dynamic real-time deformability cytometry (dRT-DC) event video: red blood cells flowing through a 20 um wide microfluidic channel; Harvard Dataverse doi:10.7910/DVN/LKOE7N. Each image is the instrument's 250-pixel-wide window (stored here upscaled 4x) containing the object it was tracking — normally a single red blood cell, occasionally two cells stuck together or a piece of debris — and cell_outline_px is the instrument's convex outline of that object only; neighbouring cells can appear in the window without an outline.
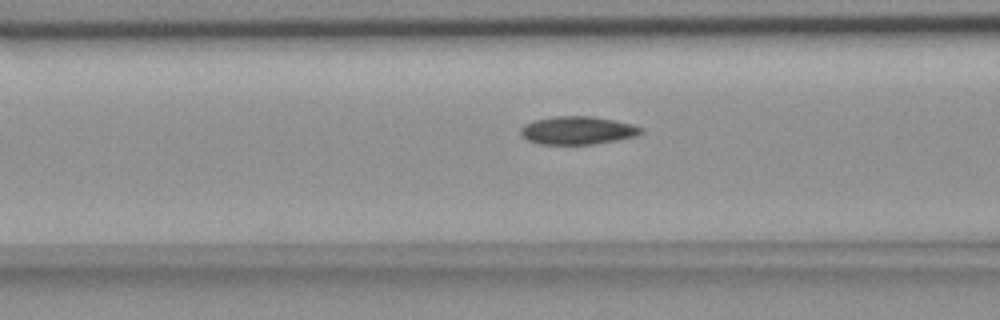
{"species": "common noctule bat (a hibernating species)", "species_latin": "Nyctalus noctula", "temperature_condition": "room temperature", "stored_images_in_passage": 41, "camera_frame_rate_fps": 3000, "um_per_image_px": 0.085, "animal": {"sex": "female", "body_mass_g": 18.4}, "frame": {"image": 1, "passage_image": 8, "time_ms": 2.333, "image_size_px": [1000, 320], "cell_outline_px": [[644, 132], [636, 136], [616, 140], [592, 144], [540, 144], [528, 140], [520, 136], [520, 128], [524, 124], [536, 120], [556, 116], [592, 116], [632, 124], [644, 128]], "centroid_in_image_um": [49.09, 11.08], "position_along_channel_um": 117.5, "area_um2": 19.65}}
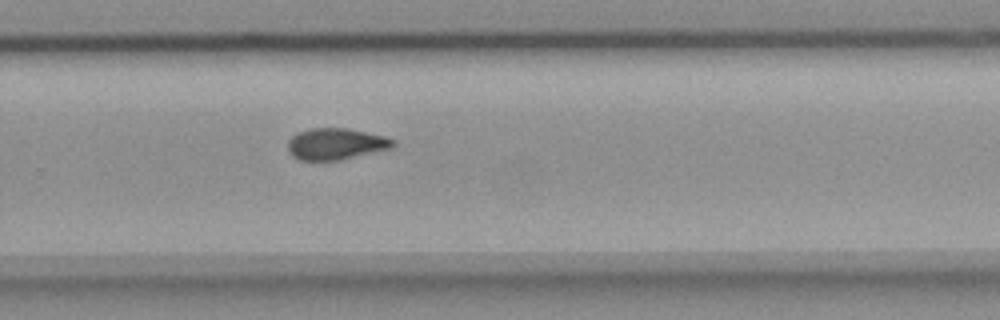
{"frame": {"image": 2, "passage_image": 23, "time_ms": 7.333, "image_size_px": [1000, 320], "cell_outline_px": [[396, 144], [392, 148], [340, 160], [300, 160], [292, 156], [288, 148], [288, 140], [296, 132], [312, 128], [344, 128], [384, 136], [396, 140]], "centroid_in_image_um": [28.54, 12.23], "position_along_channel_um": 301.3, "area_um2": 19.25}}
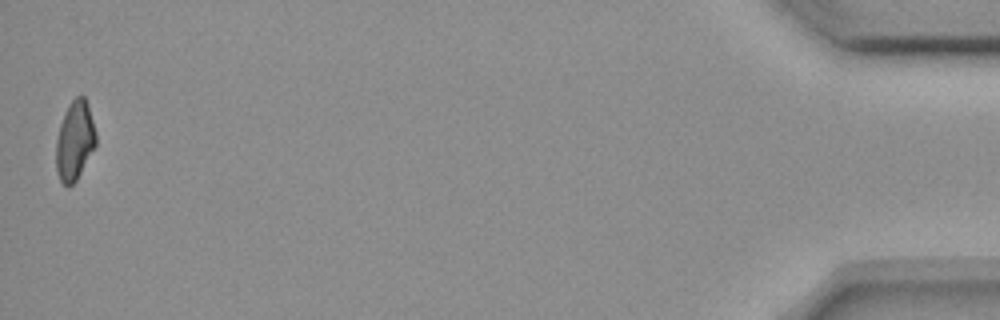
{"frame": {"image": 3, "passage_image": 41, "time_ms": 13.333, "image_size_px": [1000, 320], "cell_outline_px": [[96, 144], [76, 180], [68, 188], [60, 180], [56, 172], [56, 140], [60, 124], [64, 112], [68, 104], [76, 96], [84, 96], [88, 104], [96, 132]], "centroid_in_image_um": [6.34, 11.94], "position_along_channel_um": 428.9, "area_um2": 18.38}, "authors_computed_cell_mechanics": {"area_um2": 19.5942, "velocity_mm_per_s": 3.6908, "shape_relaxation_time_tau1_ms": 5.5459, "shape_relaxation_time_tau2_ms": 4.0296, "deformation_change_tau1": 0.1565, "deformation_change_tau2": 0.0993}}